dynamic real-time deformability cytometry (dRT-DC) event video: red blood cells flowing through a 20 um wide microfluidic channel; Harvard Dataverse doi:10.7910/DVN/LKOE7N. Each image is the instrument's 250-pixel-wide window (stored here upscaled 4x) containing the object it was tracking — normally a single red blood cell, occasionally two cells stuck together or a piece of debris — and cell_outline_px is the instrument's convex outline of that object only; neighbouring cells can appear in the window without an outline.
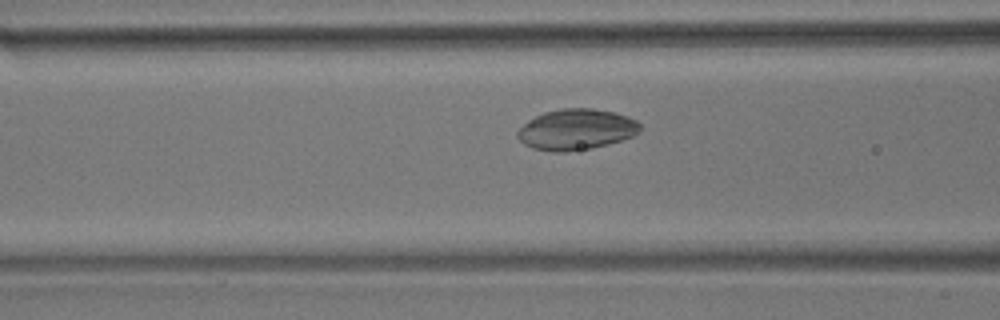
{"species": "common noctule bat (a hibernating species)", "species_latin": "Nyctalus noctula", "temperature_condition": "room temperature", "stored_images_in_passage": 9, "camera_frame_rate_fps": 3000, "um_per_image_px": 0.085, "animal": {"sex": "male", "body_mass_g": 17.9}, "frame": {"image": 1, "passage_image": 7, "time_ms": 2.0, "image_size_px": [1000, 320], "cell_outline_px": [[640, 132], [632, 136], [608, 144], [592, 148], [564, 152], [552, 152], [532, 148], [524, 144], [516, 136], [516, 132], [528, 120], [544, 112], [560, 108], [592, 108], [612, 112], [628, 116], [636, 120], [640, 124]], "centroid_in_image_um": [48.96, 11.01], "position_along_channel_um": 117.6, "area_um2": 29.19}}